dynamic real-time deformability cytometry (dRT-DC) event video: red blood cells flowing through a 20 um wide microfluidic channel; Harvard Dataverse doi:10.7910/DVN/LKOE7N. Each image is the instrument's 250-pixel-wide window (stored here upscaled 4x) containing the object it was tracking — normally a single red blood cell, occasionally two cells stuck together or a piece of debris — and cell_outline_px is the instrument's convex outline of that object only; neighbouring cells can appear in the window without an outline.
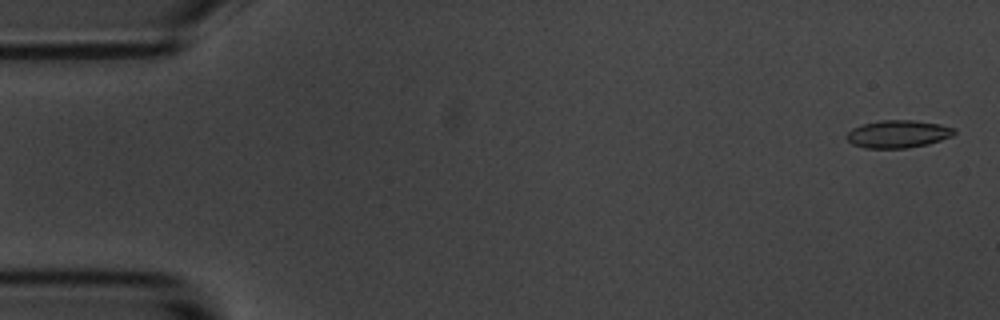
{"species": "common noctule bat (a hibernating species)", "species_latin": "Nyctalus noctula", "temperature_condition": "room temperature", "stored_images_in_passage": 11, "camera_frame_rate_fps": 3000, "um_per_image_px": 0.085, "animal": {"sex": "male", "body_mass_g": 20.1, "forearm_length_mm": 53.5}, "frame": {"image": 1, "passage_image": 1, "time_ms": 0.0, "image_size_px": [1000, 320], "cell_outline_px": [[956, 132], [952, 136], [928, 144], [908, 148], [864, 148], [852, 144], [844, 136], [852, 128], [860, 124], [880, 120], [912, 120], [940, 124], [952, 128]], "centroid_in_image_um": [76.28, 11.39], "position_along_channel_um": 8.7, "area_um2": 17.4}}
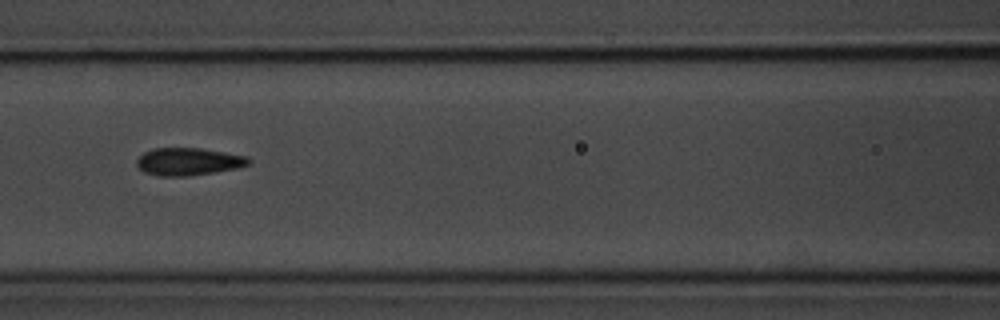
{"frame": {"image": 2, "passage_image": 7, "time_ms": 7.667, "image_size_px": [1000, 320], "cell_outline_px": [[252, 160], [248, 164], [236, 168], [216, 172], [188, 176], [156, 176], [144, 172], [136, 164], [136, 160], [144, 152], [152, 148], [200, 148], [248, 156]], "centroid_in_image_um": [16.0, 13.73], "position_along_channel_um": 150.6, "area_um2": 18.03}}
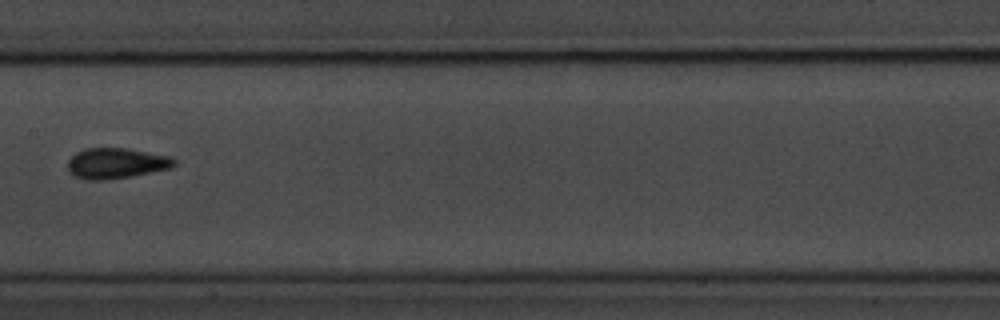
{"frame": {"image": 3, "passage_image": 8, "time_ms": 9.0, "image_size_px": [1000, 320], "cell_outline_px": [[176, 164], [172, 168], [128, 176], [104, 180], [88, 180], [72, 176], [68, 172], [68, 160], [76, 152], [84, 148], [124, 148], [168, 156], [176, 160]], "centroid_in_image_um": [9.82, 13.88], "position_along_channel_um": 197.6, "area_um2": 18.84}}